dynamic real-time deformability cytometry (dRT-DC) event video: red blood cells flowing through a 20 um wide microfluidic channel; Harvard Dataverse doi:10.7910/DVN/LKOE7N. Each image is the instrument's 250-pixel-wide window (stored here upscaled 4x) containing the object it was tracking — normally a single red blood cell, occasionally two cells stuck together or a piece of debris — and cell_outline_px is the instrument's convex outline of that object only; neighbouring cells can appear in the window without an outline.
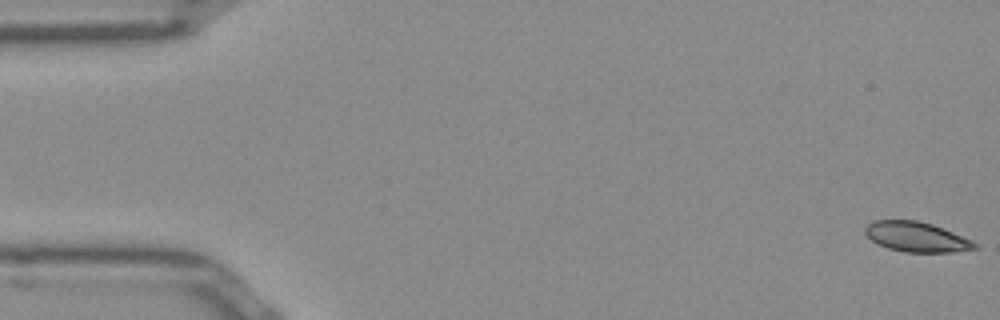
{"species": "Egyptian fruit bat (a non-hibernating species)", "species_latin": "Rousettus aegyptiacus", "temperature_condition": "room temperature", "stored_images_in_passage": 51, "camera_frame_rate_fps": 3000, "um_per_image_px": 0.085, "frame": {"image": 1, "passage_image": 1, "time_ms": 0.0, "image_size_px": [1000, 320], "cell_outline_px": [[976, 248], [952, 252], [904, 252], [888, 248], [876, 244], [864, 232], [864, 228], [872, 220], [916, 220], [932, 224], [972, 240], [976, 244]], "centroid_in_image_um": [77.85, 20.13], "position_along_channel_um": 7.2, "area_um2": 19.02}}
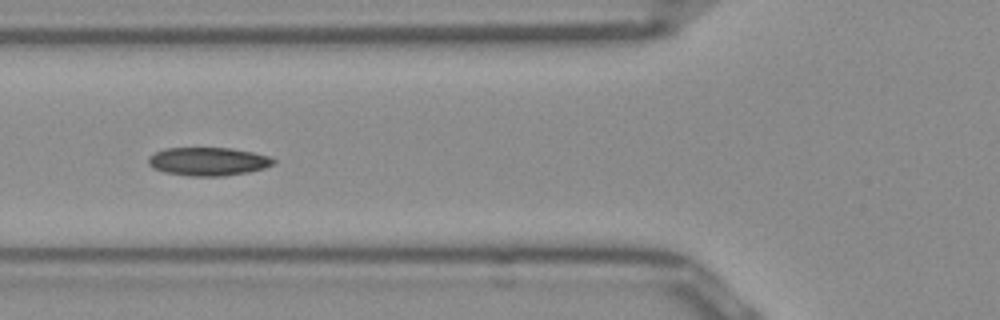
{"frame": {"image": 2, "passage_image": 19, "time_ms": 6.0, "image_size_px": [1000, 320], "cell_outline_px": [[276, 160], [272, 164], [264, 168], [248, 172], [224, 176], [188, 176], [164, 172], [152, 168], [148, 164], [148, 156], [164, 148], [232, 148], [272, 156]], "centroid_in_image_um": [17.68, 13.72], "position_along_channel_um": 108.1, "area_um2": 20.81}}
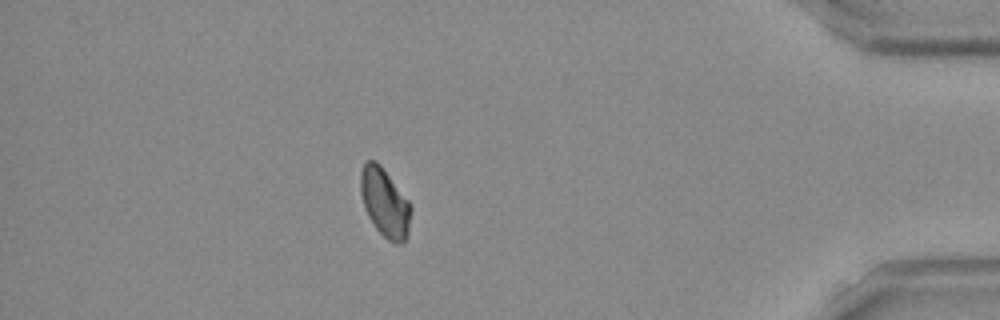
{"frame": {"image": 3, "passage_image": 45, "time_ms": 14.667, "image_size_px": [1000, 320], "cell_outline_px": [[412, 208], [408, 232], [404, 240], [400, 244], [396, 244], [388, 240], [376, 228], [368, 216], [364, 208], [360, 192], [360, 172], [364, 164], [368, 160], [376, 160], [380, 164], [408, 200]], "centroid_in_image_um": [32.7, 17.21], "position_along_channel_um": 402.5, "area_um2": 20.06}}